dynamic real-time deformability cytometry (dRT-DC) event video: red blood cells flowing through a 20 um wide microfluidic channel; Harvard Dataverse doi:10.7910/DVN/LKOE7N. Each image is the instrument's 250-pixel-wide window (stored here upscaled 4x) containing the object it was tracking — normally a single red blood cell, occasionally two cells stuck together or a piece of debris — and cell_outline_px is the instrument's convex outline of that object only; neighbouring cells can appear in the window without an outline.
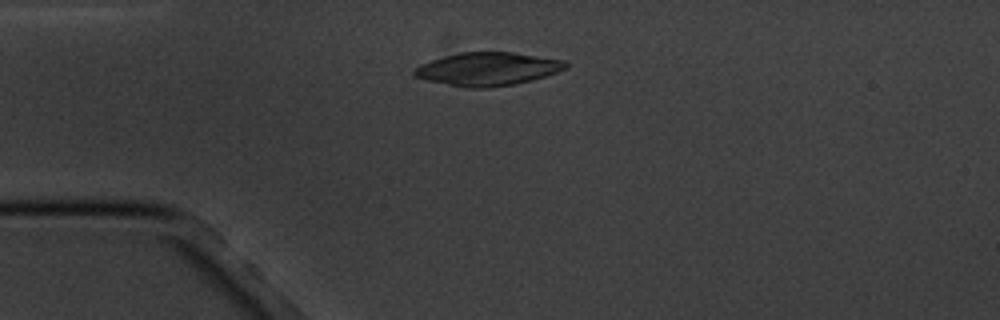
{"species": "common noctule bat (a hibernating species)", "species_latin": "Nyctalus noctula", "temperature_condition": "cold", "stored_images_in_passage": 7, "camera_frame_rate_fps": 3000, "um_per_image_px": 0.085, "animal": {"sex": "male", "body_mass_g": 20.1, "forearm_length_mm": 53.5}, "frame": {"image": 1, "passage_image": 4, "time_ms": 3.667, "image_size_px": [1000, 320], "cell_outline_px": [[568, 68], [532, 80], [516, 84], [488, 88], [464, 88], [428, 80], [412, 76], [412, 72], [420, 64], [444, 56], [460, 52], [512, 52], [564, 60], [568, 64]], "centroid_in_image_um": [41.44, 5.87], "position_along_channel_um": 43.6, "area_um2": 29.3}}
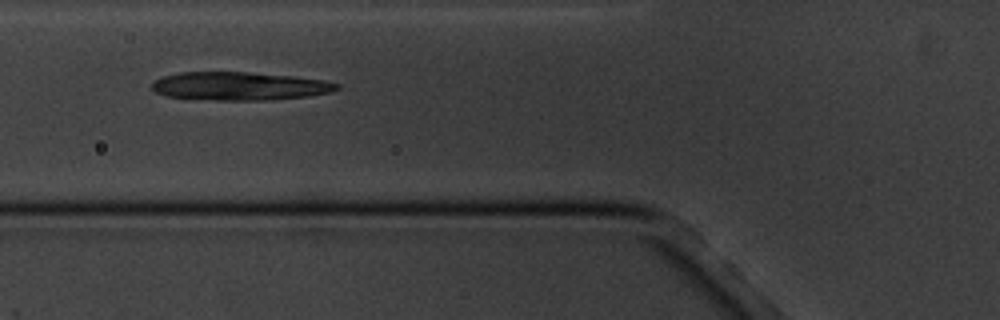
{"frame": {"image": 2, "passage_image": 6, "time_ms": 6.0, "image_size_px": [1000, 320], "cell_outline_px": [[340, 88], [332, 92], [308, 96], [268, 100], [216, 100], [164, 96], [156, 92], [152, 88], [152, 84], [156, 80], [164, 76], [180, 72], [248, 72], [292, 76], [324, 80], [340, 84]], "centroid_in_image_um": [20.39, 7.32], "position_along_channel_um": 105.4, "area_um2": 30.4}}
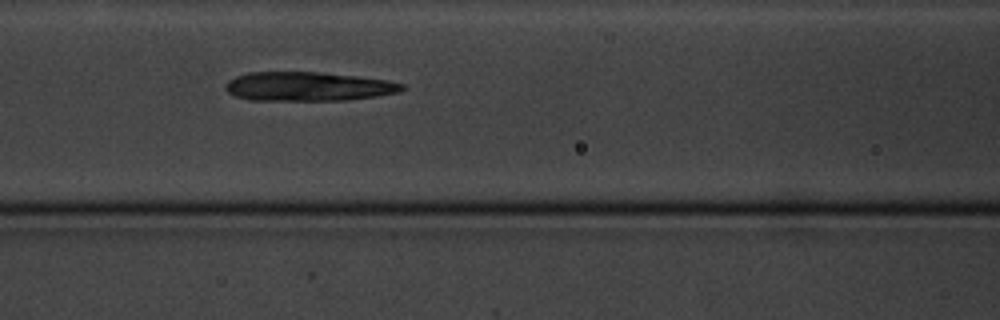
{"frame": {"image": 3, "passage_image": 7, "time_ms": 7.0, "image_size_px": [1000, 320], "cell_outline_px": [[408, 88], [400, 92], [376, 96], [344, 100], [248, 100], [236, 96], [228, 92], [224, 88], [224, 84], [228, 80], [236, 76], [248, 72], [320, 72], [356, 76], [388, 80], [404, 84]], "centroid_in_image_um": [26.19, 7.35], "position_along_channel_um": 140.4, "area_um2": 30.06}}